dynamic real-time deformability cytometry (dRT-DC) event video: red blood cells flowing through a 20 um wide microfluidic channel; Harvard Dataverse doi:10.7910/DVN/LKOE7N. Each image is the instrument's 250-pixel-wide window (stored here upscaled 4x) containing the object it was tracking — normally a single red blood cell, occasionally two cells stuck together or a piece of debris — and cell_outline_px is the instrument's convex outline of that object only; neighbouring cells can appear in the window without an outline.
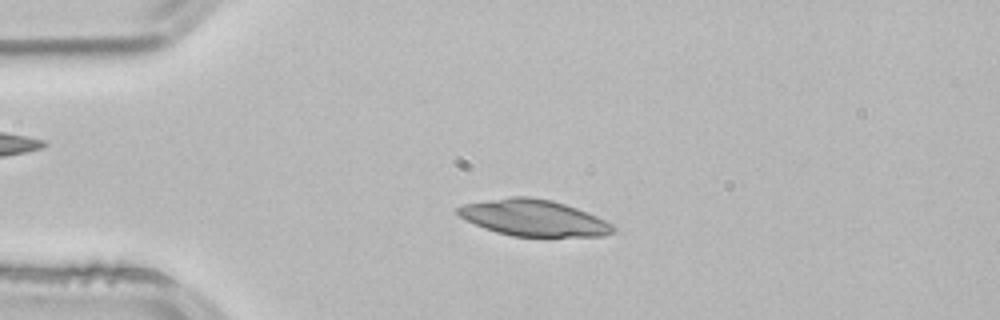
{"species": "common noctule bat (a hibernating species)", "species_latin": "Nyctalus noctula", "temperature_condition": "room temperature", "stored_images_in_passage": 51, "camera_frame_rate_fps": 3000, "um_per_image_px": 0.085, "animal": {"sex": "male", "body_mass_g": 21.5, "forearm_length_mm": 52.0}, "frame": {"image": 1, "passage_image": 11, "time_ms": 3.333, "image_size_px": [1000, 320], "cell_outline_px": [[616, 228], [612, 232], [604, 236], [512, 236], [496, 232], [484, 228], [460, 216], [456, 212], [456, 208], [464, 204], [512, 196], [528, 196], [552, 200], [576, 208], [596, 216], [612, 224]], "centroid_in_image_um": [45.36, 18.52], "position_along_channel_um": 39.6, "area_um2": 32.48}}
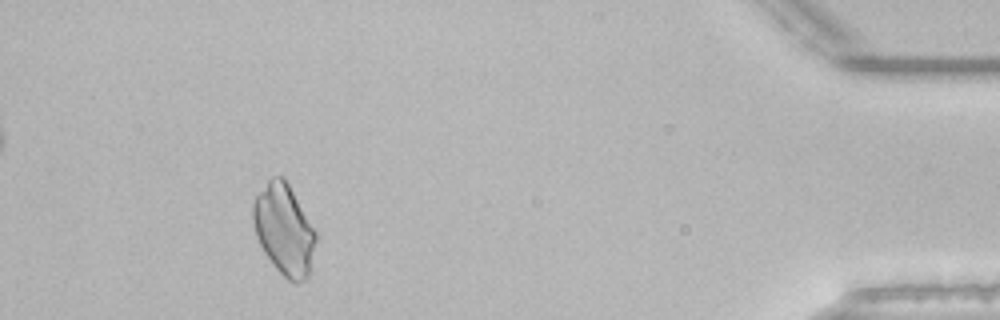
{"frame": {"image": 2, "passage_image": 47, "time_ms": 15.333, "image_size_px": [1000, 320], "cell_outline_px": [[320, 236], [308, 276], [304, 280], [296, 284], [288, 280], [272, 264], [264, 252], [256, 236], [252, 220], [252, 204], [256, 196], [268, 180], [272, 176], [284, 176]], "centroid_in_image_um": [24.19, 19.52], "position_along_channel_um": 411.0, "area_um2": 33.81}}